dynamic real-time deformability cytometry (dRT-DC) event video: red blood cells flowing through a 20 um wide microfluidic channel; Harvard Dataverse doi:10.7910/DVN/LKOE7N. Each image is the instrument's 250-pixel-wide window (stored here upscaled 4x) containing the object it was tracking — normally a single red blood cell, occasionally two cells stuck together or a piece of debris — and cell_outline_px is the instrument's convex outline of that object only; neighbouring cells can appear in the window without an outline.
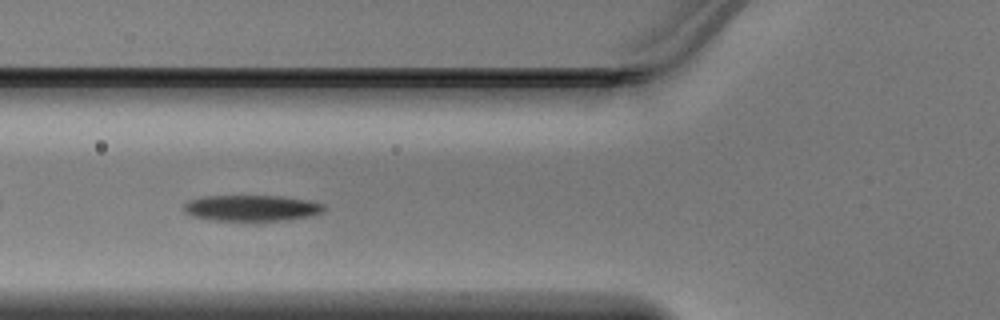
{"species": "Egyptian fruit bat (a non-hibernating species)", "species_latin": "Rousettus aegyptiacus", "temperature_condition": "warm", "stored_images_in_passage": 35, "camera_frame_rate_fps": 3000, "um_per_image_px": 0.085, "animal": {"sex": "male"}, "frame": {"image": 1, "passage_image": 5, "time_ms": 1.333, "image_size_px": [1000, 320], "cell_outline_px": [[324, 208], [320, 212], [308, 216], [260, 224], [256, 224], [208, 220], [192, 216], [184, 212], [184, 204], [188, 200], [204, 196], [280, 196], [308, 200], [324, 204]], "centroid_in_image_um": [21.32, 17.73], "position_along_channel_um": 104.5, "area_um2": 22.2}}
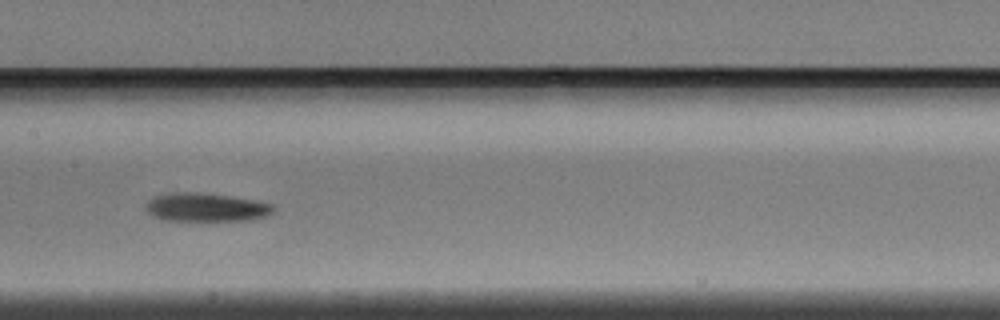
{"frame": {"image": 2, "passage_image": 11, "time_ms": 3.333, "image_size_px": [1000, 320], "cell_outline_px": [[276, 212], [252, 220], [164, 220], [148, 212], [144, 208], [148, 200], [156, 196], [180, 192], [204, 192], [232, 196], [272, 204], [276, 208]], "centroid_in_image_um": [17.56, 17.61], "position_along_channel_um": 189.8, "area_um2": 21.1}}
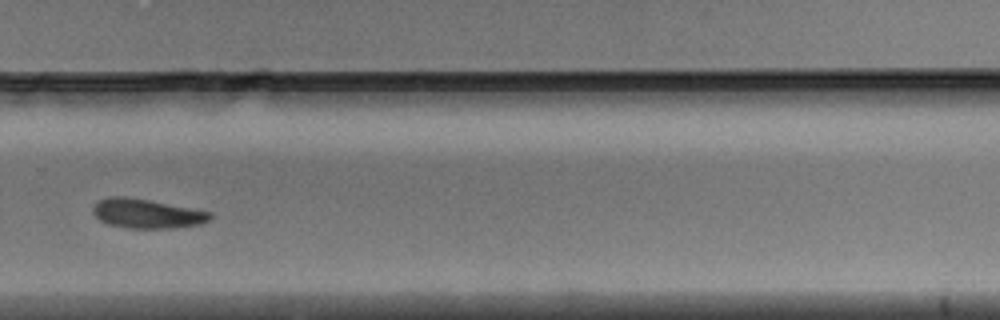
{"frame": {"image": 3, "passage_image": 20, "time_ms": 6.333, "image_size_px": [1000, 320], "cell_outline_px": [[212, 216], [208, 220], [200, 224], [172, 228], [124, 228], [108, 224], [100, 220], [92, 212], [92, 208], [100, 200], [108, 196], [124, 196], [148, 200], [212, 212]], "centroid_in_image_um": [12.46, 18.16], "position_along_channel_um": 317.3, "area_um2": 19.88}}